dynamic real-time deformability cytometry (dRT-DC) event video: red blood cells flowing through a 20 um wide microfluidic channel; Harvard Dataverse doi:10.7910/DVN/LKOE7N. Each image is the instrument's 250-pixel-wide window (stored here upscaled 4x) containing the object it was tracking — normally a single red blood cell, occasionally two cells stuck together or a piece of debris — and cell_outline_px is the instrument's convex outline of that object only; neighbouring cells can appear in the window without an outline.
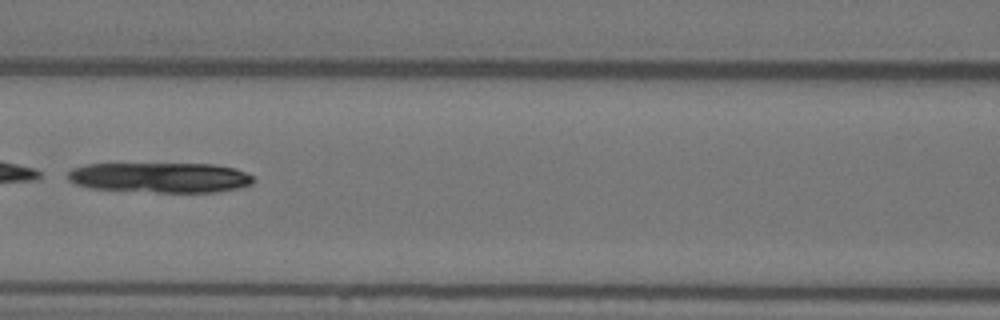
{"species": "Egyptian fruit bat (a non-hibernating species)", "species_latin": "Rousettus aegyptiacus", "temperature_condition": "warm", "stored_images_in_passage": 4, "camera_frame_rate_fps": 3000, "um_per_image_px": 0.085, "animal": {"sex": "female"}, "frame": {"image": 1, "passage_image": 4, "time_ms": 1.0, "image_size_px": [1000, 320], "cell_outline_px": [[256, 180], [252, 184], [240, 188], [216, 192], [156, 192], [92, 188], [76, 184], [68, 180], [68, 172], [72, 168], [88, 164], [216, 164], [236, 168], [248, 172]], "centroid_in_image_um": [13.69, 15.08], "position_along_channel_um": 152.9, "area_um2": 32.77}}